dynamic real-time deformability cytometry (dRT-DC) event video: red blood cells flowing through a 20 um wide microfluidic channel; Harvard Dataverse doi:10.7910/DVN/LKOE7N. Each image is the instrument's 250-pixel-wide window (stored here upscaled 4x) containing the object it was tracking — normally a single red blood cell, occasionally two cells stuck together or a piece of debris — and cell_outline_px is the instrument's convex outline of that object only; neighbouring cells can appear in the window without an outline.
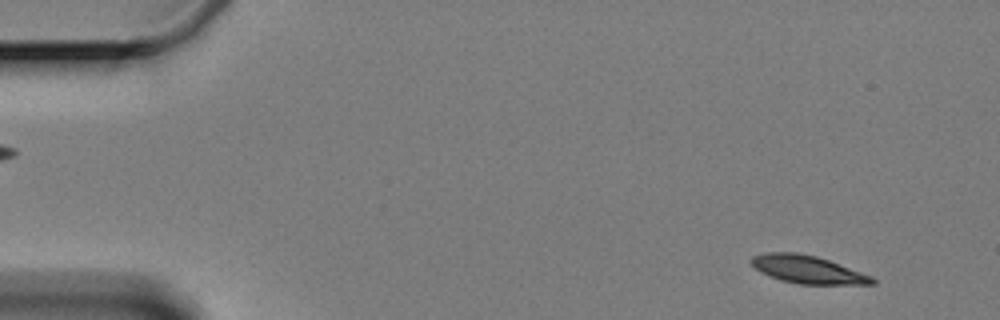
{"species": "Egyptian fruit bat (a non-hibernating species)", "species_latin": "Rousettus aegyptiacus", "temperature_condition": "cold", "stored_images_in_passage": 5, "segment_of_instrument_passage": [2, 2], "camera_frame_rate_fps": 3000, "um_per_image_px": 0.085, "animal": {"sex": "female"}, "frame": {"image": 1, "passage_image": 5, "time_ms": 6.0, "image_size_px": [1000, 320], "cell_outline_px": [[876, 284], [800, 284], [780, 280], [760, 272], [748, 260], [752, 256], [764, 252], [796, 252], [816, 256], [828, 260], [872, 276], [876, 280]], "centroid_in_image_um": [68.61, 22.9], "position_along_channel_um": 16.4, "area_um2": 19.59}}